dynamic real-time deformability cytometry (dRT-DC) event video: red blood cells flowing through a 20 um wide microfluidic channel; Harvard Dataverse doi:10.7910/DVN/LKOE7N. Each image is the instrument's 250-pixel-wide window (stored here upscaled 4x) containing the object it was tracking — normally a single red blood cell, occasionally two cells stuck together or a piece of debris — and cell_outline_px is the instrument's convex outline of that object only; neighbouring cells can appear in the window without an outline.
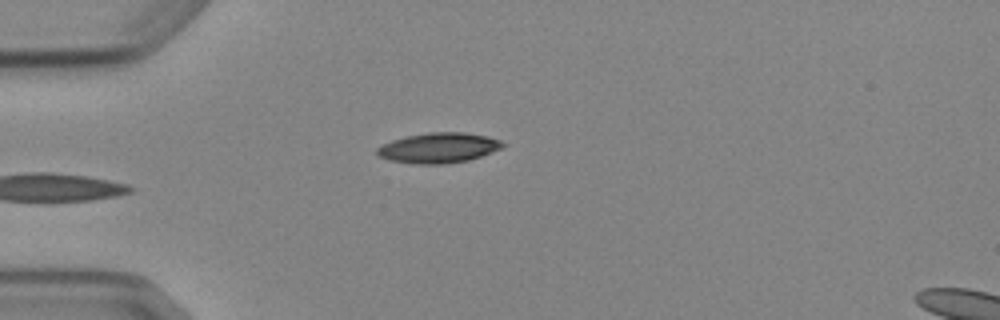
{"species": "Egyptian fruit bat (a non-hibernating species)", "species_latin": "Rousettus aegyptiacus", "temperature_condition": "cold", "stored_images_in_passage": 6, "camera_frame_rate_fps": 3000, "um_per_image_px": 0.085, "animal": {"sex": "female"}, "frame": {"image": 1, "passage_image": 6, "time_ms": 5.667, "image_size_px": [1000, 320], "cell_outline_px": [[504, 148], [468, 160], [444, 164], [416, 164], [388, 160], [380, 156], [376, 152], [376, 148], [392, 140], [408, 136], [428, 132], [464, 132], [488, 136], [500, 140], [504, 144]], "centroid_in_image_um": [37.3, 12.56], "position_along_channel_um": 47.7, "area_um2": 22.08}}